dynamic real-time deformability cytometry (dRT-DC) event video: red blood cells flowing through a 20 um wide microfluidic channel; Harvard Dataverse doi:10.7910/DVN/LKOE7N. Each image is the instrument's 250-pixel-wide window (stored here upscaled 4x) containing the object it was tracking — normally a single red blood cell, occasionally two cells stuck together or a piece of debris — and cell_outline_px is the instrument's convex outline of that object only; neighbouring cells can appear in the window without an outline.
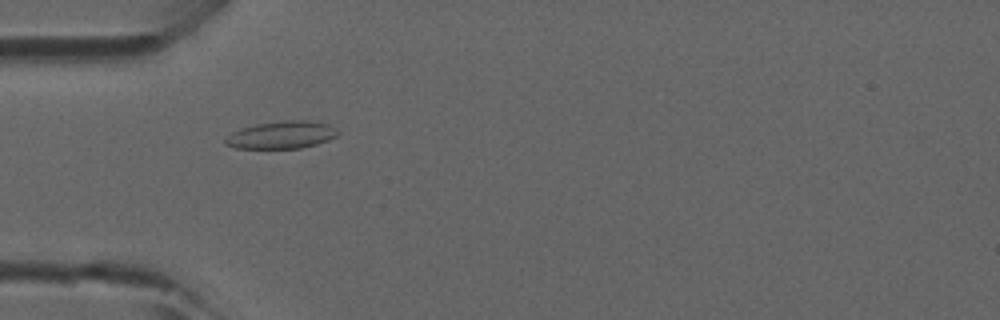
{"species": "common noctule bat (a hibernating species)", "species_latin": "Nyctalus noctula", "temperature_condition": "room temperature", "stored_images_in_passage": 5, "camera_frame_rate_fps": 3000, "um_per_image_px": 0.085, "animal": {"sex": "male", "forearm_length_mm": 52.5}, "frame": {"image": 1, "passage_image": 4, "time_ms": 1.0, "image_size_px": [1000, 320], "cell_outline_px": [[340, 132], [336, 136], [328, 140], [316, 144], [300, 148], [236, 148], [224, 144], [224, 140], [232, 132], [256, 124], [284, 120], [308, 120], [328, 124]], "centroid_in_image_um": [23.94, 11.46], "position_along_channel_um": 61.1, "area_um2": 17.86}}
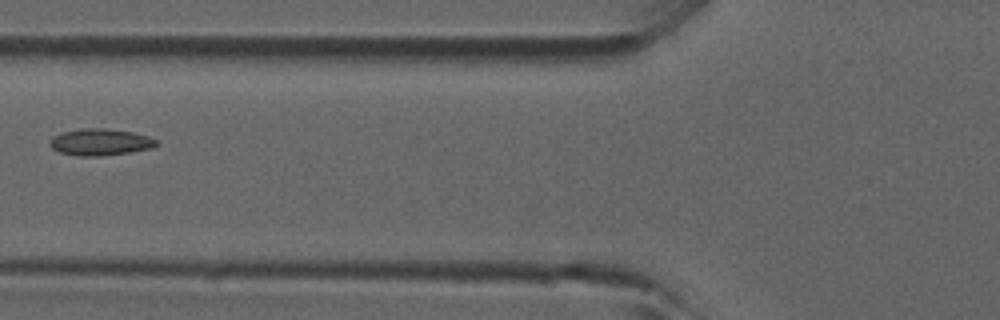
{"frame": {"image": 2, "passage_image": 5, "time_ms": 1.333, "image_size_px": [1000, 320], "cell_outline_px": [[160, 144], [152, 148], [132, 152], [100, 156], [80, 156], [60, 152], [52, 148], [48, 144], [52, 136], [60, 132], [80, 128], [104, 128], [132, 132], [148, 136], [160, 140]], "centroid_in_image_um": [8.54, 12.07], "position_along_channel_um": 117.3, "area_um2": 16.88}}